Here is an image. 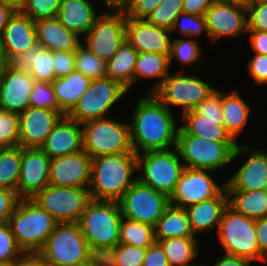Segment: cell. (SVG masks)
<instances>
[{"instance_id":"obj_1","label":"cell","mask_w":267,"mask_h":266,"mask_svg":"<svg viewBox=\"0 0 267 266\" xmlns=\"http://www.w3.org/2000/svg\"><path fill=\"white\" fill-rule=\"evenodd\" d=\"M130 126L131 146L136 155L150 151L173 149L177 143L176 120L154 94L139 98Z\"/></svg>"},{"instance_id":"obj_2","label":"cell","mask_w":267,"mask_h":266,"mask_svg":"<svg viewBox=\"0 0 267 266\" xmlns=\"http://www.w3.org/2000/svg\"><path fill=\"white\" fill-rule=\"evenodd\" d=\"M137 155L125 153L92 159L89 191L93 200L118 202L137 180ZM133 177V178H132Z\"/></svg>"},{"instance_id":"obj_3","label":"cell","mask_w":267,"mask_h":266,"mask_svg":"<svg viewBox=\"0 0 267 266\" xmlns=\"http://www.w3.org/2000/svg\"><path fill=\"white\" fill-rule=\"evenodd\" d=\"M8 224L23 252H39L58 223L32 199H20Z\"/></svg>"},{"instance_id":"obj_4","label":"cell","mask_w":267,"mask_h":266,"mask_svg":"<svg viewBox=\"0 0 267 266\" xmlns=\"http://www.w3.org/2000/svg\"><path fill=\"white\" fill-rule=\"evenodd\" d=\"M237 142H216L178 127L176 148L185 168L218 171L232 163Z\"/></svg>"},{"instance_id":"obj_5","label":"cell","mask_w":267,"mask_h":266,"mask_svg":"<svg viewBox=\"0 0 267 266\" xmlns=\"http://www.w3.org/2000/svg\"><path fill=\"white\" fill-rule=\"evenodd\" d=\"M218 240L224 254L253 261L267 260L260 254L255 220L236 212L229 205L223 212L218 227Z\"/></svg>"},{"instance_id":"obj_6","label":"cell","mask_w":267,"mask_h":266,"mask_svg":"<svg viewBox=\"0 0 267 266\" xmlns=\"http://www.w3.org/2000/svg\"><path fill=\"white\" fill-rule=\"evenodd\" d=\"M83 150L92 158L134 153L130 126L109 117L82 123Z\"/></svg>"},{"instance_id":"obj_7","label":"cell","mask_w":267,"mask_h":266,"mask_svg":"<svg viewBox=\"0 0 267 266\" xmlns=\"http://www.w3.org/2000/svg\"><path fill=\"white\" fill-rule=\"evenodd\" d=\"M121 215L118 202L91 200L78 224L89 246L119 244Z\"/></svg>"},{"instance_id":"obj_8","label":"cell","mask_w":267,"mask_h":266,"mask_svg":"<svg viewBox=\"0 0 267 266\" xmlns=\"http://www.w3.org/2000/svg\"><path fill=\"white\" fill-rule=\"evenodd\" d=\"M49 266H75L88 262L89 245L78 223L57 224L39 251Z\"/></svg>"},{"instance_id":"obj_9","label":"cell","mask_w":267,"mask_h":266,"mask_svg":"<svg viewBox=\"0 0 267 266\" xmlns=\"http://www.w3.org/2000/svg\"><path fill=\"white\" fill-rule=\"evenodd\" d=\"M184 168L176 147L174 150L145 152L137 155V170L142 169L143 175H136V178L170 197Z\"/></svg>"},{"instance_id":"obj_10","label":"cell","mask_w":267,"mask_h":266,"mask_svg":"<svg viewBox=\"0 0 267 266\" xmlns=\"http://www.w3.org/2000/svg\"><path fill=\"white\" fill-rule=\"evenodd\" d=\"M32 200L48 212L58 224L78 223L92 200L88 188L48 185Z\"/></svg>"},{"instance_id":"obj_11","label":"cell","mask_w":267,"mask_h":266,"mask_svg":"<svg viewBox=\"0 0 267 266\" xmlns=\"http://www.w3.org/2000/svg\"><path fill=\"white\" fill-rule=\"evenodd\" d=\"M127 91L121 84L107 77L92 80L88 89L66 116L80 124L106 118L105 114Z\"/></svg>"},{"instance_id":"obj_12","label":"cell","mask_w":267,"mask_h":266,"mask_svg":"<svg viewBox=\"0 0 267 266\" xmlns=\"http://www.w3.org/2000/svg\"><path fill=\"white\" fill-rule=\"evenodd\" d=\"M216 88L202 78L179 71L168 75L161 86L153 93L168 109L169 106L181 107L182 113L194 110Z\"/></svg>"},{"instance_id":"obj_13","label":"cell","mask_w":267,"mask_h":266,"mask_svg":"<svg viewBox=\"0 0 267 266\" xmlns=\"http://www.w3.org/2000/svg\"><path fill=\"white\" fill-rule=\"evenodd\" d=\"M118 204L123 218L155 227L170 202L164 193L136 180L125 191Z\"/></svg>"},{"instance_id":"obj_14","label":"cell","mask_w":267,"mask_h":266,"mask_svg":"<svg viewBox=\"0 0 267 266\" xmlns=\"http://www.w3.org/2000/svg\"><path fill=\"white\" fill-rule=\"evenodd\" d=\"M124 12L102 13L85 34L83 45L104 62H108L126 40Z\"/></svg>"},{"instance_id":"obj_15","label":"cell","mask_w":267,"mask_h":266,"mask_svg":"<svg viewBox=\"0 0 267 266\" xmlns=\"http://www.w3.org/2000/svg\"><path fill=\"white\" fill-rule=\"evenodd\" d=\"M210 170L184 168L169 197L171 205L186 208L190 205L216 197L224 188L225 183L218 185L210 176Z\"/></svg>"},{"instance_id":"obj_16","label":"cell","mask_w":267,"mask_h":266,"mask_svg":"<svg viewBox=\"0 0 267 266\" xmlns=\"http://www.w3.org/2000/svg\"><path fill=\"white\" fill-rule=\"evenodd\" d=\"M211 42L247 33V6L232 0H216L205 14Z\"/></svg>"},{"instance_id":"obj_17","label":"cell","mask_w":267,"mask_h":266,"mask_svg":"<svg viewBox=\"0 0 267 266\" xmlns=\"http://www.w3.org/2000/svg\"><path fill=\"white\" fill-rule=\"evenodd\" d=\"M242 153H249V156L237 172L226 181V191L267 190V152L259 148L254 150L247 144L241 146L238 144L232 161Z\"/></svg>"},{"instance_id":"obj_18","label":"cell","mask_w":267,"mask_h":266,"mask_svg":"<svg viewBox=\"0 0 267 266\" xmlns=\"http://www.w3.org/2000/svg\"><path fill=\"white\" fill-rule=\"evenodd\" d=\"M51 159L40 148H23L17 196L32 199L49 185Z\"/></svg>"},{"instance_id":"obj_19","label":"cell","mask_w":267,"mask_h":266,"mask_svg":"<svg viewBox=\"0 0 267 266\" xmlns=\"http://www.w3.org/2000/svg\"><path fill=\"white\" fill-rule=\"evenodd\" d=\"M92 158L84 151L51 159L49 185L89 188Z\"/></svg>"},{"instance_id":"obj_20","label":"cell","mask_w":267,"mask_h":266,"mask_svg":"<svg viewBox=\"0 0 267 266\" xmlns=\"http://www.w3.org/2000/svg\"><path fill=\"white\" fill-rule=\"evenodd\" d=\"M63 116L62 111L28 107L19 114V146L40 148Z\"/></svg>"},{"instance_id":"obj_21","label":"cell","mask_w":267,"mask_h":266,"mask_svg":"<svg viewBox=\"0 0 267 266\" xmlns=\"http://www.w3.org/2000/svg\"><path fill=\"white\" fill-rule=\"evenodd\" d=\"M34 81L29 73L5 63L0 75V109L21 114L30 107Z\"/></svg>"},{"instance_id":"obj_22","label":"cell","mask_w":267,"mask_h":266,"mask_svg":"<svg viewBox=\"0 0 267 266\" xmlns=\"http://www.w3.org/2000/svg\"><path fill=\"white\" fill-rule=\"evenodd\" d=\"M38 45L35 22L17 10L5 26L0 38V52L5 63Z\"/></svg>"},{"instance_id":"obj_23","label":"cell","mask_w":267,"mask_h":266,"mask_svg":"<svg viewBox=\"0 0 267 266\" xmlns=\"http://www.w3.org/2000/svg\"><path fill=\"white\" fill-rule=\"evenodd\" d=\"M126 40L138 53L170 54L169 30L155 26L146 19L126 17Z\"/></svg>"},{"instance_id":"obj_24","label":"cell","mask_w":267,"mask_h":266,"mask_svg":"<svg viewBox=\"0 0 267 266\" xmlns=\"http://www.w3.org/2000/svg\"><path fill=\"white\" fill-rule=\"evenodd\" d=\"M40 149L50 159L82 151V125L67 116H63L54 126Z\"/></svg>"},{"instance_id":"obj_25","label":"cell","mask_w":267,"mask_h":266,"mask_svg":"<svg viewBox=\"0 0 267 266\" xmlns=\"http://www.w3.org/2000/svg\"><path fill=\"white\" fill-rule=\"evenodd\" d=\"M35 22L38 45L51 51H76L82 44L79 35L63 26L57 17Z\"/></svg>"},{"instance_id":"obj_26","label":"cell","mask_w":267,"mask_h":266,"mask_svg":"<svg viewBox=\"0 0 267 266\" xmlns=\"http://www.w3.org/2000/svg\"><path fill=\"white\" fill-rule=\"evenodd\" d=\"M228 206V194L224 188L216 197L185 208L194 235L219 227L222 215Z\"/></svg>"},{"instance_id":"obj_27","label":"cell","mask_w":267,"mask_h":266,"mask_svg":"<svg viewBox=\"0 0 267 266\" xmlns=\"http://www.w3.org/2000/svg\"><path fill=\"white\" fill-rule=\"evenodd\" d=\"M8 64L15 70L29 73L38 82L52 83L56 78L53 51L40 45L13 58Z\"/></svg>"},{"instance_id":"obj_28","label":"cell","mask_w":267,"mask_h":266,"mask_svg":"<svg viewBox=\"0 0 267 266\" xmlns=\"http://www.w3.org/2000/svg\"><path fill=\"white\" fill-rule=\"evenodd\" d=\"M99 16L89 0H61L57 14L59 22L79 36H84Z\"/></svg>"},{"instance_id":"obj_29","label":"cell","mask_w":267,"mask_h":266,"mask_svg":"<svg viewBox=\"0 0 267 266\" xmlns=\"http://www.w3.org/2000/svg\"><path fill=\"white\" fill-rule=\"evenodd\" d=\"M91 79L79 71H73L62 78H55L51 83L60 110L67 115L77 104L79 98L88 89Z\"/></svg>"},{"instance_id":"obj_30","label":"cell","mask_w":267,"mask_h":266,"mask_svg":"<svg viewBox=\"0 0 267 266\" xmlns=\"http://www.w3.org/2000/svg\"><path fill=\"white\" fill-rule=\"evenodd\" d=\"M221 106L225 130L236 142V138L247 125L250 106L242 99L237 90L231 93L221 92Z\"/></svg>"},{"instance_id":"obj_31","label":"cell","mask_w":267,"mask_h":266,"mask_svg":"<svg viewBox=\"0 0 267 266\" xmlns=\"http://www.w3.org/2000/svg\"><path fill=\"white\" fill-rule=\"evenodd\" d=\"M137 57L138 52L125 40L106 63V77L128 90L133 84Z\"/></svg>"},{"instance_id":"obj_32","label":"cell","mask_w":267,"mask_h":266,"mask_svg":"<svg viewBox=\"0 0 267 266\" xmlns=\"http://www.w3.org/2000/svg\"><path fill=\"white\" fill-rule=\"evenodd\" d=\"M155 240L194 237L185 208L169 205L154 227Z\"/></svg>"},{"instance_id":"obj_33","label":"cell","mask_w":267,"mask_h":266,"mask_svg":"<svg viewBox=\"0 0 267 266\" xmlns=\"http://www.w3.org/2000/svg\"><path fill=\"white\" fill-rule=\"evenodd\" d=\"M184 125L181 127L190 135L216 142H235L226 132L223 120H210L197 114L194 110L182 116Z\"/></svg>"},{"instance_id":"obj_34","label":"cell","mask_w":267,"mask_h":266,"mask_svg":"<svg viewBox=\"0 0 267 266\" xmlns=\"http://www.w3.org/2000/svg\"><path fill=\"white\" fill-rule=\"evenodd\" d=\"M169 55L159 53H138L133 76V84L140 79H158L154 88L148 92L153 94L163 83L169 73Z\"/></svg>"},{"instance_id":"obj_35","label":"cell","mask_w":267,"mask_h":266,"mask_svg":"<svg viewBox=\"0 0 267 266\" xmlns=\"http://www.w3.org/2000/svg\"><path fill=\"white\" fill-rule=\"evenodd\" d=\"M227 194L228 205L236 212L254 220L267 217V190L227 191Z\"/></svg>"},{"instance_id":"obj_36","label":"cell","mask_w":267,"mask_h":266,"mask_svg":"<svg viewBox=\"0 0 267 266\" xmlns=\"http://www.w3.org/2000/svg\"><path fill=\"white\" fill-rule=\"evenodd\" d=\"M167 256L170 266H190L199 256V242L195 237L170 238L156 240Z\"/></svg>"},{"instance_id":"obj_37","label":"cell","mask_w":267,"mask_h":266,"mask_svg":"<svg viewBox=\"0 0 267 266\" xmlns=\"http://www.w3.org/2000/svg\"><path fill=\"white\" fill-rule=\"evenodd\" d=\"M22 147L0 148V188L17 193L20 177Z\"/></svg>"},{"instance_id":"obj_38","label":"cell","mask_w":267,"mask_h":266,"mask_svg":"<svg viewBox=\"0 0 267 266\" xmlns=\"http://www.w3.org/2000/svg\"><path fill=\"white\" fill-rule=\"evenodd\" d=\"M155 241V231L153 226L122 218L119 243L139 248H148Z\"/></svg>"},{"instance_id":"obj_39","label":"cell","mask_w":267,"mask_h":266,"mask_svg":"<svg viewBox=\"0 0 267 266\" xmlns=\"http://www.w3.org/2000/svg\"><path fill=\"white\" fill-rule=\"evenodd\" d=\"M75 68L91 80L106 78V62L81 44L75 51Z\"/></svg>"},{"instance_id":"obj_40","label":"cell","mask_w":267,"mask_h":266,"mask_svg":"<svg viewBox=\"0 0 267 266\" xmlns=\"http://www.w3.org/2000/svg\"><path fill=\"white\" fill-rule=\"evenodd\" d=\"M183 0H162L145 18L149 23L171 30L177 16L183 12Z\"/></svg>"},{"instance_id":"obj_41","label":"cell","mask_w":267,"mask_h":266,"mask_svg":"<svg viewBox=\"0 0 267 266\" xmlns=\"http://www.w3.org/2000/svg\"><path fill=\"white\" fill-rule=\"evenodd\" d=\"M175 30H178L181 34L188 38L201 36V34L205 32L207 36H209L210 40L205 16L181 12L177 16L170 30L171 34L174 33Z\"/></svg>"},{"instance_id":"obj_42","label":"cell","mask_w":267,"mask_h":266,"mask_svg":"<svg viewBox=\"0 0 267 266\" xmlns=\"http://www.w3.org/2000/svg\"><path fill=\"white\" fill-rule=\"evenodd\" d=\"M196 40H186L182 38H176L171 41V48L169 54L170 65L175 57L176 60L183 62V64H196L199 61L202 51L198 46Z\"/></svg>"},{"instance_id":"obj_43","label":"cell","mask_w":267,"mask_h":266,"mask_svg":"<svg viewBox=\"0 0 267 266\" xmlns=\"http://www.w3.org/2000/svg\"><path fill=\"white\" fill-rule=\"evenodd\" d=\"M19 146V114L0 109V148Z\"/></svg>"},{"instance_id":"obj_44","label":"cell","mask_w":267,"mask_h":266,"mask_svg":"<svg viewBox=\"0 0 267 266\" xmlns=\"http://www.w3.org/2000/svg\"><path fill=\"white\" fill-rule=\"evenodd\" d=\"M61 0H26L21 12L33 21L57 17Z\"/></svg>"},{"instance_id":"obj_45","label":"cell","mask_w":267,"mask_h":266,"mask_svg":"<svg viewBox=\"0 0 267 266\" xmlns=\"http://www.w3.org/2000/svg\"><path fill=\"white\" fill-rule=\"evenodd\" d=\"M30 106L61 111L51 82L34 81L30 96Z\"/></svg>"},{"instance_id":"obj_46","label":"cell","mask_w":267,"mask_h":266,"mask_svg":"<svg viewBox=\"0 0 267 266\" xmlns=\"http://www.w3.org/2000/svg\"><path fill=\"white\" fill-rule=\"evenodd\" d=\"M22 253L9 224L0 225V263H13Z\"/></svg>"},{"instance_id":"obj_47","label":"cell","mask_w":267,"mask_h":266,"mask_svg":"<svg viewBox=\"0 0 267 266\" xmlns=\"http://www.w3.org/2000/svg\"><path fill=\"white\" fill-rule=\"evenodd\" d=\"M247 30L267 31V0L246 4Z\"/></svg>"},{"instance_id":"obj_48","label":"cell","mask_w":267,"mask_h":266,"mask_svg":"<svg viewBox=\"0 0 267 266\" xmlns=\"http://www.w3.org/2000/svg\"><path fill=\"white\" fill-rule=\"evenodd\" d=\"M194 111L210 120H224L221 106V91H213L206 99H204Z\"/></svg>"},{"instance_id":"obj_49","label":"cell","mask_w":267,"mask_h":266,"mask_svg":"<svg viewBox=\"0 0 267 266\" xmlns=\"http://www.w3.org/2000/svg\"><path fill=\"white\" fill-rule=\"evenodd\" d=\"M147 248L119 243L116 263L117 266H142Z\"/></svg>"},{"instance_id":"obj_50","label":"cell","mask_w":267,"mask_h":266,"mask_svg":"<svg viewBox=\"0 0 267 266\" xmlns=\"http://www.w3.org/2000/svg\"><path fill=\"white\" fill-rule=\"evenodd\" d=\"M118 244L89 246L88 261L96 266H117Z\"/></svg>"},{"instance_id":"obj_51","label":"cell","mask_w":267,"mask_h":266,"mask_svg":"<svg viewBox=\"0 0 267 266\" xmlns=\"http://www.w3.org/2000/svg\"><path fill=\"white\" fill-rule=\"evenodd\" d=\"M56 78H62L75 71V51H53Z\"/></svg>"},{"instance_id":"obj_52","label":"cell","mask_w":267,"mask_h":266,"mask_svg":"<svg viewBox=\"0 0 267 266\" xmlns=\"http://www.w3.org/2000/svg\"><path fill=\"white\" fill-rule=\"evenodd\" d=\"M162 0H130L124 11L128 18L145 19Z\"/></svg>"},{"instance_id":"obj_53","label":"cell","mask_w":267,"mask_h":266,"mask_svg":"<svg viewBox=\"0 0 267 266\" xmlns=\"http://www.w3.org/2000/svg\"><path fill=\"white\" fill-rule=\"evenodd\" d=\"M247 67L256 84H267V55L255 54L248 62Z\"/></svg>"},{"instance_id":"obj_54","label":"cell","mask_w":267,"mask_h":266,"mask_svg":"<svg viewBox=\"0 0 267 266\" xmlns=\"http://www.w3.org/2000/svg\"><path fill=\"white\" fill-rule=\"evenodd\" d=\"M19 200L15 191L0 188V225L8 223Z\"/></svg>"},{"instance_id":"obj_55","label":"cell","mask_w":267,"mask_h":266,"mask_svg":"<svg viewBox=\"0 0 267 266\" xmlns=\"http://www.w3.org/2000/svg\"><path fill=\"white\" fill-rule=\"evenodd\" d=\"M142 266H170L166 254L157 241L147 248Z\"/></svg>"},{"instance_id":"obj_56","label":"cell","mask_w":267,"mask_h":266,"mask_svg":"<svg viewBox=\"0 0 267 266\" xmlns=\"http://www.w3.org/2000/svg\"><path fill=\"white\" fill-rule=\"evenodd\" d=\"M251 48L255 54L267 55V31L247 30Z\"/></svg>"},{"instance_id":"obj_57","label":"cell","mask_w":267,"mask_h":266,"mask_svg":"<svg viewBox=\"0 0 267 266\" xmlns=\"http://www.w3.org/2000/svg\"><path fill=\"white\" fill-rule=\"evenodd\" d=\"M216 0H183V12L205 16L206 11Z\"/></svg>"},{"instance_id":"obj_58","label":"cell","mask_w":267,"mask_h":266,"mask_svg":"<svg viewBox=\"0 0 267 266\" xmlns=\"http://www.w3.org/2000/svg\"><path fill=\"white\" fill-rule=\"evenodd\" d=\"M12 266H49L39 252H23Z\"/></svg>"},{"instance_id":"obj_59","label":"cell","mask_w":267,"mask_h":266,"mask_svg":"<svg viewBox=\"0 0 267 266\" xmlns=\"http://www.w3.org/2000/svg\"><path fill=\"white\" fill-rule=\"evenodd\" d=\"M255 229L260 254L267 260V217L256 219Z\"/></svg>"},{"instance_id":"obj_60","label":"cell","mask_w":267,"mask_h":266,"mask_svg":"<svg viewBox=\"0 0 267 266\" xmlns=\"http://www.w3.org/2000/svg\"><path fill=\"white\" fill-rule=\"evenodd\" d=\"M251 262L246 258L223 254L216 260L214 266H251Z\"/></svg>"},{"instance_id":"obj_61","label":"cell","mask_w":267,"mask_h":266,"mask_svg":"<svg viewBox=\"0 0 267 266\" xmlns=\"http://www.w3.org/2000/svg\"><path fill=\"white\" fill-rule=\"evenodd\" d=\"M16 11L13 6L0 1V38L5 26Z\"/></svg>"},{"instance_id":"obj_62","label":"cell","mask_w":267,"mask_h":266,"mask_svg":"<svg viewBox=\"0 0 267 266\" xmlns=\"http://www.w3.org/2000/svg\"><path fill=\"white\" fill-rule=\"evenodd\" d=\"M109 12H124L130 0H103Z\"/></svg>"},{"instance_id":"obj_63","label":"cell","mask_w":267,"mask_h":266,"mask_svg":"<svg viewBox=\"0 0 267 266\" xmlns=\"http://www.w3.org/2000/svg\"><path fill=\"white\" fill-rule=\"evenodd\" d=\"M3 3L13 6L16 10H21L26 0H0Z\"/></svg>"},{"instance_id":"obj_64","label":"cell","mask_w":267,"mask_h":266,"mask_svg":"<svg viewBox=\"0 0 267 266\" xmlns=\"http://www.w3.org/2000/svg\"><path fill=\"white\" fill-rule=\"evenodd\" d=\"M4 65H5V61L3 59L2 53L0 52V75H1V71Z\"/></svg>"},{"instance_id":"obj_65","label":"cell","mask_w":267,"mask_h":266,"mask_svg":"<svg viewBox=\"0 0 267 266\" xmlns=\"http://www.w3.org/2000/svg\"><path fill=\"white\" fill-rule=\"evenodd\" d=\"M75 266H96L92 263H90L89 261L88 262H85V263H82V264H78V265H75Z\"/></svg>"},{"instance_id":"obj_66","label":"cell","mask_w":267,"mask_h":266,"mask_svg":"<svg viewBox=\"0 0 267 266\" xmlns=\"http://www.w3.org/2000/svg\"><path fill=\"white\" fill-rule=\"evenodd\" d=\"M232 1L241 2V3H245V4L251 3V0H232Z\"/></svg>"},{"instance_id":"obj_67","label":"cell","mask_w":267,"mask_h":266,"mask_svg":"<svg viewBox=\"0 0 267 266\" xmlns=\"http://www.w3.org/2000/svg\"><path fill=\"white\" fill-rule=\"evenodd\" d=\"M0 266H12V263H0Z\"/></svg>"},{"instance_id":"obj_68","label":"cell","mask_w":267,"mask_h":266,"mask_svg":"<svg viewBox=\"0 0 267 266\" xmlns=\"http://www.w3.org/2000/svg\"><path fill=\"white\" fill-rule=\"evenodd\" d=\"M190 266H205L204 264H202V265H200V264H192V265H190Z\"/></svg>"},{"instance_id":"obj_69","label":"cell","mask_w":267,"mask_h":266,"mask_svg":"<svg viewBox=\"0 0 267 266\" xmlns=\"http://www.w3.org/2000/svg\"><path fill=\"white\" fill-rule=\"evenodd\" d=\"M256 1H260V0H251V3L256 2Z\"/></svg>"}]
</instances>
